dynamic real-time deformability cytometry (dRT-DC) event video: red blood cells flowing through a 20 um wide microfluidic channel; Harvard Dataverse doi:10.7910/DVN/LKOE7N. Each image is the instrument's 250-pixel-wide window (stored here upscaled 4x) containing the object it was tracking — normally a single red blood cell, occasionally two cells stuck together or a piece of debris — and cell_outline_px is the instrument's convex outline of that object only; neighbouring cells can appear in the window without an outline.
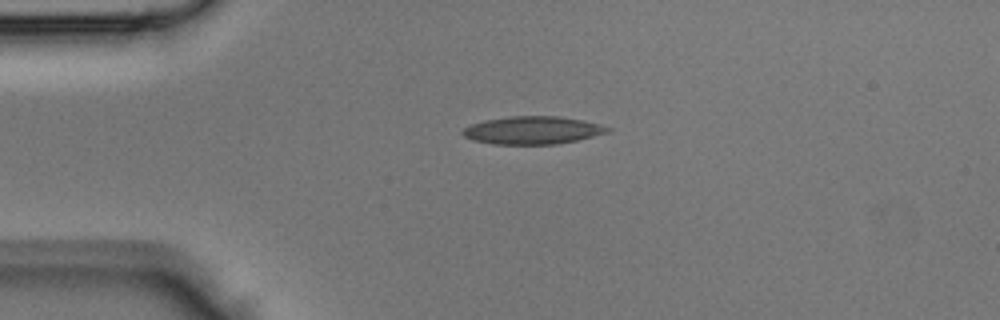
{"species": "Egyptian fruit bat (a non-hibernating species)", "species_latin": "Rousettus aegyptiacus", "temperature_condition": "room temperature", "stored_images_in_passage": 34, "camera_frame_rate_fps": 3000, "um_per_image_px": 0.085, "animal": {"sex": "male"}, "frame": {"image": 1, "passage_image": 1, "time_ms": 0.0, "image_size_px": [1000, 320], "cell_outline_px": [[612, 132], [576, 140], [556, 144], [492, 144], [472, 140], [464, 136], [460, 132], [464, 128], [472, 124], [484, 120], [508, 116], [560, 116], [584, 120], [600, 124], [612, 128]], "centroid_in_image_um": [45.29, 11.06], "position_along_channel_um": 39.7, "area_um2": 23.7}}
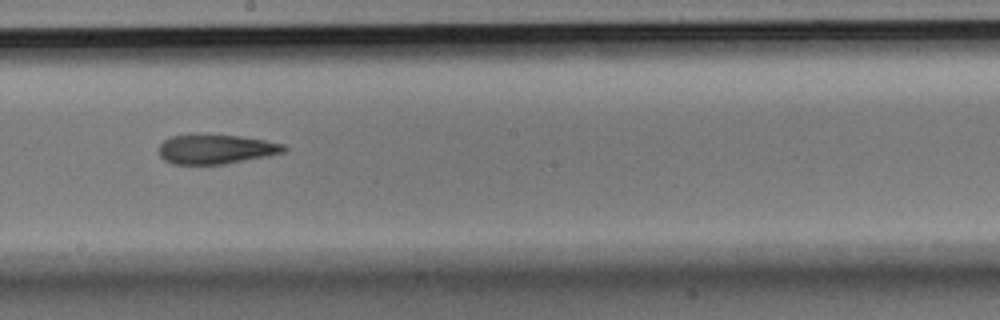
{"frame": {"image": 2, "passage_image": 15, "time_ms": 4.667, "image_size_px": [1000, 320], "cell_outline_px": [[288, 148], [284, 152], [268, 156], [224, 164], [172, 164], [164, 160], [160, 156], [160, 144], [164, 140], [172, 136], [240, 136], [264, 140], [284, 144]], "centroid_in_image_um": [18.38, 12.7], "position_along_channel_um": 229.8, "area_um2": 20.98}}
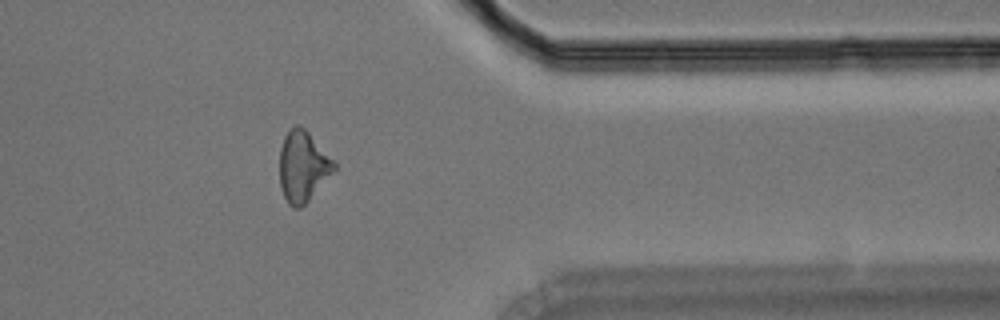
{"frame": {"image": 3, "passage_image": 26, "time_ms": 8.333, "image_size_px": [1000, 320], "cell_outline_px": [[336, 168], [308, 200], [300, 208], [292, 208], [288, 204], [284, 196], [280, 184], [280, 148], [284, 136], [296, 124], [304, 128], [308, 132], [336, 164]], "centroid_in_image_um": [25.71, 14.15], "position_along_channel_um": 385.7, "area_um2": 21.91}}